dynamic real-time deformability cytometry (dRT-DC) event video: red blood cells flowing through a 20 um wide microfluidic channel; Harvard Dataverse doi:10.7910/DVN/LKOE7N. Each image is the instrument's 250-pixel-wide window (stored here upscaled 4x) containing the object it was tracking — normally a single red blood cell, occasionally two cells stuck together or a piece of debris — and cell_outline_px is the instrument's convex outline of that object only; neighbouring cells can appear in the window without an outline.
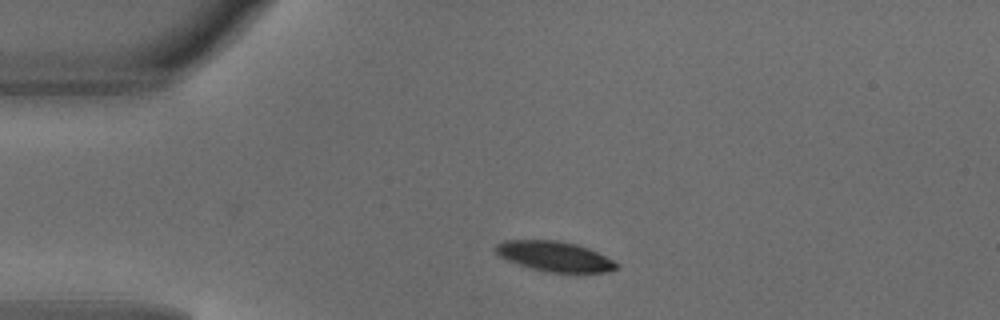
{"species": "common noctule bat (a hibernating species)", "species_latin": "Nyctalus noctula", "temperature_condition": "warm", "stored_images_in_passage": 2, "camera_frame_rate_fps": 3000, "um_per_image_px": 0.085, "animal": {"sex": "male", "body_mass_g": 18.8}, "frame": {"image": 1, "passage_image": 1, "time_ms": 0.0, "image_size_px": [1000, 320], "cell_outline_px": [[620, 264], [616, 268], [608, 272], [552, 272], [532, 268], [508, 260], [500, 256], [496, 252], [496, 244], [504, 240], [556, 240], [576, 244], [588, 248]], "centroid_in_image_um": [47.14, 21.78], "position_along_channel_um": 37.9, "area_um2": 20.75}}